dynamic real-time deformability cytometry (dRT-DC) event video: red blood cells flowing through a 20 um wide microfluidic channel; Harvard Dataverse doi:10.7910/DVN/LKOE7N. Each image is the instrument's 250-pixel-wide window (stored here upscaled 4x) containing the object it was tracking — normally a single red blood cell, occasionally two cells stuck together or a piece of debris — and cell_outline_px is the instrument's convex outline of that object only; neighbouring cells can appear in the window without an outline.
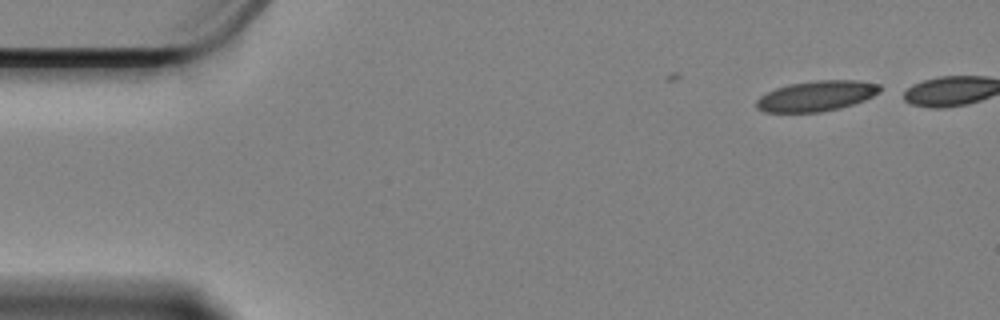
{"species": "Egyptian fruit bat (a non-hibernating species)", "species_latin": "Rousettus aegyptiacus", "temperature_condition": "cold", "stored_images_in_passage": 9, "camera_frame_rate_fps": 3000, "um_per_image_px": 0.085, "animal": {"sex": "female"}, "frame": {"image": 1, "passage_image": 1, "time_ms": 0.0, "image_size_px": [1000, 320], "cell_outline_px": [[880, 92], [864, 100], [840, 108], [820, 112], [764, 112], [756, 108], [756, 100], [760, 96], [776, 88], [788, 84], [816, 80], [856, 80], [880, 84]], "centroid_in_image_um": [69.38, 8.15], "position_along_channel_um": 15.6, "area_um2": 21.85}}